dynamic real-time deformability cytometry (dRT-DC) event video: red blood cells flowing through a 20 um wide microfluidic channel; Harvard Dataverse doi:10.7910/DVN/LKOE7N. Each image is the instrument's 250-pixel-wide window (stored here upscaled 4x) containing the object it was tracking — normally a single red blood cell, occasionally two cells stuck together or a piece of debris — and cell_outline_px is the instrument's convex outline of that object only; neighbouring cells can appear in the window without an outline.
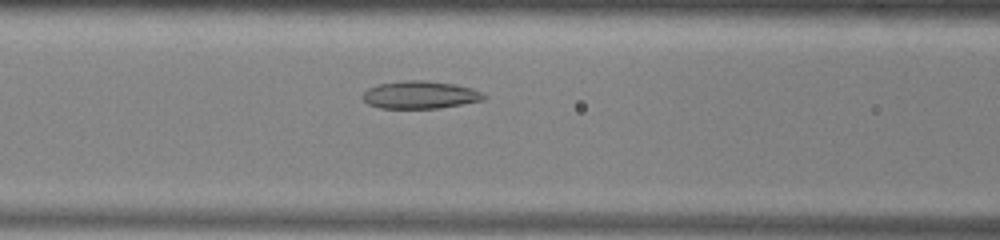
{"species": "common noctule bat (a hibernating species)", "species_latin": "Nyctalus noctula", "temperature_condition": "warm", "stored_images_in_passage": 23, "camera_frame_rate_fps": 3000, "um_per_image_px": 0.085, "animal": {"sex": "male", "body_mass_g": 13.0, "forearm_length_mm": 53.1}, "frame": {"image": 1, "passage_image": 15, "time_ms": 4.667, "image_size_px": [1000, 240], "cell_outline_px": [[488, 96], [484, 100], [440, 108], [380, 108], [368, 104], [360, 96], [368, 88], [380, 84], [404, 80], [424, 80], [456, 84], [472, 88]], "centroid_in_image_um": [35.72, 8.06], "position_along_channel_um": 130.9, "area_um2": 19.59}}
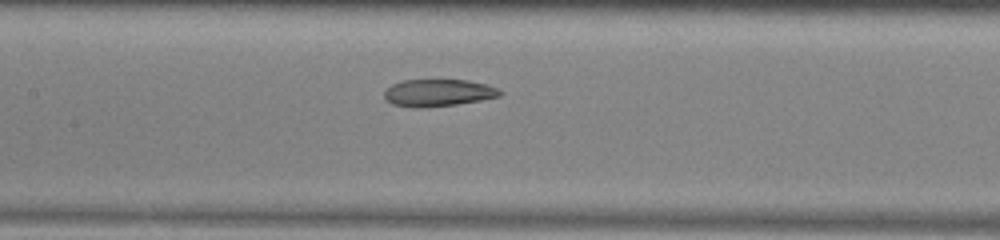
{"frame": {"image": 2, "passage_image": 18, "time_ms": 5.667, "image_size_px": [1000, 240], "cell_outline_px": [[504, 92], [500, 96], [480, 100], [456, 104], [424, 108], [412, 108], [392, 104], [384, 96], [384, 92], [392, 84], [404, 80], [468, 80], [488, 84]], "centroid_in_image_um": [37.26, 7.89], "position_along_channel_um": 170.1, "area_um2": 18.32}}
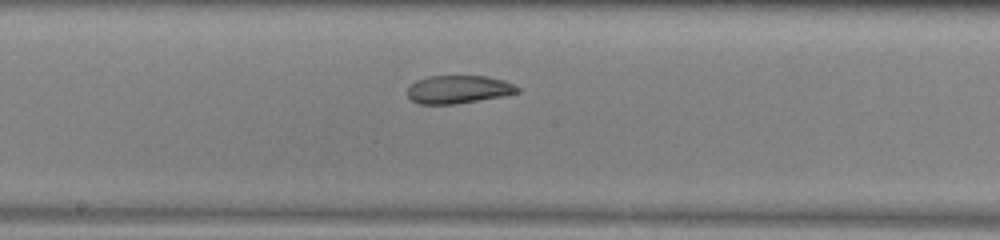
{"frame": {"image": 3, "passage_image": 21, "time_ms": 6.667, "image_size_px": [1000, 240], "cell_outline_px": [[520, 92], [500, 96], [456, 104], [420, 104], [412, 100], [408, 96], [408, 88], [416, 80], [428, 76], [488, 76], [504, 80], [516, 84], [520, 88]], "centroid_in_image_um": [38.99, 7.59], "position_along_channel_um": 209.2, "area_um2": 17.98}}